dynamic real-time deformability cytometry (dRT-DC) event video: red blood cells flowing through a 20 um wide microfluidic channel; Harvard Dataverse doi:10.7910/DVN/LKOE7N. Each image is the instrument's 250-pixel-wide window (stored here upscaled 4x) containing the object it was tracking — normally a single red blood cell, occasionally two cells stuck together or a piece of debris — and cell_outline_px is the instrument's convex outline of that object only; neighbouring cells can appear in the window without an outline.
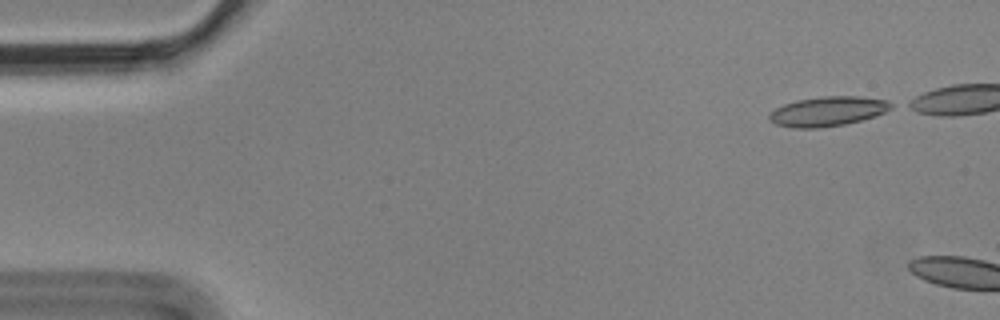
{"species": "Egyptian fruit bat (a non-hibernating species)", "species_latin": "Rousettus aegyptiacus", "temperature_condition": "cold", "stored_images_in_passage": 2, "camera_frame_rate_fps": 3000, "um_per_image_px": 0.085, "animal": {"sex": "male"}, "frame": {"image": 1, "passage_image": 1, "time_ms": 0.0, "image_size_px": [1000, 320], "cell_outline_px": [[896, 104], [892, 108], [884, 112], [860, 120], [844, 124], [820, 128], [792, 128], [776, 124], [768, 120], [768, 116], [776, 108], [784, 104], [796, 100], [824, 96], [860, 96], [888, 100]], "centroid_in_image_um": [70.36, 9.46], "position_along_channel_um": 14.6, "area_um2": 21.04}}